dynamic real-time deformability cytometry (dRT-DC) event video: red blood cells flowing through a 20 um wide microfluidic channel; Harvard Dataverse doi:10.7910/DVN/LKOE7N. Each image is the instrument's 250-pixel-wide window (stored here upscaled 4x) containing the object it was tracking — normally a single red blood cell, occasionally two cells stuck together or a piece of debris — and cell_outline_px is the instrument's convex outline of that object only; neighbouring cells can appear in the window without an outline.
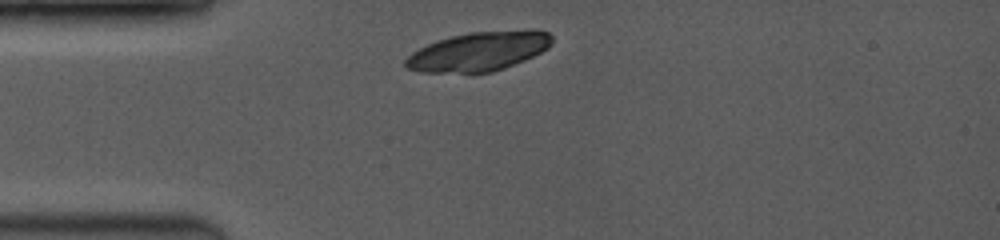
{"species": "common noctule bat (a hibernating species)", "species_latin": "Nyctalus noctula", "temperature_condition": "room temperature", "stored_images_in_passage": 2, "camera_frame_rate_fps": 3500, "um_per_image_px": 0.085, "animal": {"sex": "female", "body_mass_g": 19.0, "forearm_length_mm": 53.3}, "frame": {"image": 1, "passage_image": 1, "time_ms": 0.0, "image_size_px": [1000, 240], "cell_outline_px": [[552, 44], [548, 48], [524, 60], [504, 68], [492, 72], [420, 72], [408, 68], [404, 64], [404, 60], [412, 52], [436, 40], [468, 32], [528, 28], [532, 28], [548, 32], [552, 36]], "centroid_in_image_um": [40.73, 4.34], "position_along_channel_um": 44.3, "area_um2": 33.64}}